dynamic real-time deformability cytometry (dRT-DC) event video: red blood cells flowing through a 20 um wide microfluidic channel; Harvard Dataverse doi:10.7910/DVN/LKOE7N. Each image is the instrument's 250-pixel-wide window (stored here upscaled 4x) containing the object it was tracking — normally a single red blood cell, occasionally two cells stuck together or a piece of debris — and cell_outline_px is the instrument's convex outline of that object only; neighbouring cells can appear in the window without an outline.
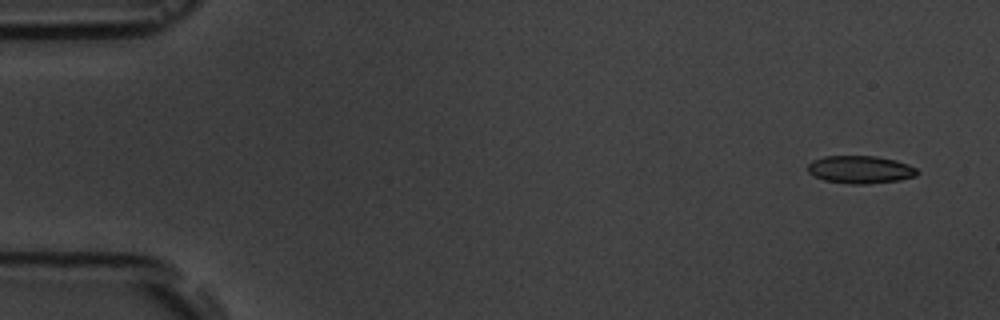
{"species": "common noctule bat (a hibernating species)", "species_latin": "Nyctalus noctula", "temperature_condition": "room temperature", "stored_images_in_passage": 16, "camera_frame_rate_fps": 3000, "um_per_image_px": 0.085, "animal": {"sex": "male", "body_mass_g": 19.5, "forearm_length_mm": 54.6}, "frame": {"image": 1, "passage_image": 1, "time_ms": 0.0, "image_size_px": [1000, 320], "cell_outline_px": [[920, 172], [916, 176], [900, 180], [868, 184], [848, 184], [824, 180], [808, 172], [808, 164], [812, 160], [824, 156], [876, 156], [896, 160], [908, 164], [916, 168]], "centroid_in_image_um": [73.15, 14.41], "position_along_channel_um": 11.9, "area_um2": 17.8}}
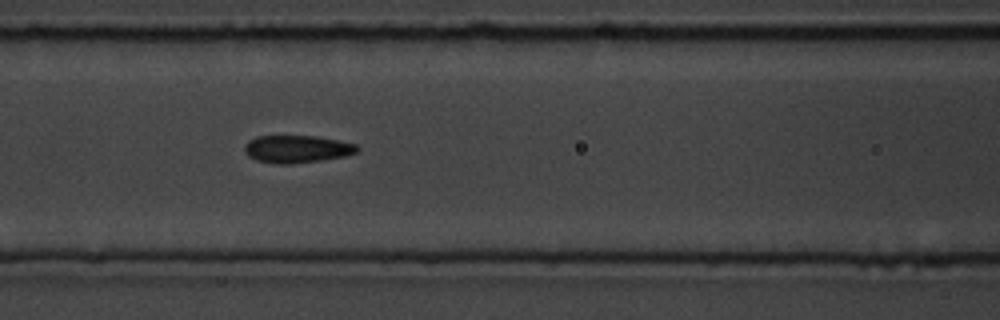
{"frame": {"image": 2, "passage_image": 7, "time_ms": 7.0, "image_size_px": [1000, 320], "cell_outline_px": [[360, 148], [356, 152], [344, 156], [320, 160], [292, 164], [276, 164], [256, 160], [248, 156], [244, 152], [244, 144], [248, 140], [256, 136], [316, 136], [356, 144]], "centroid_in_image_um": [25.18, 12.67], "position_along_channel_um": 141.4, "area_um2": 18.09}}
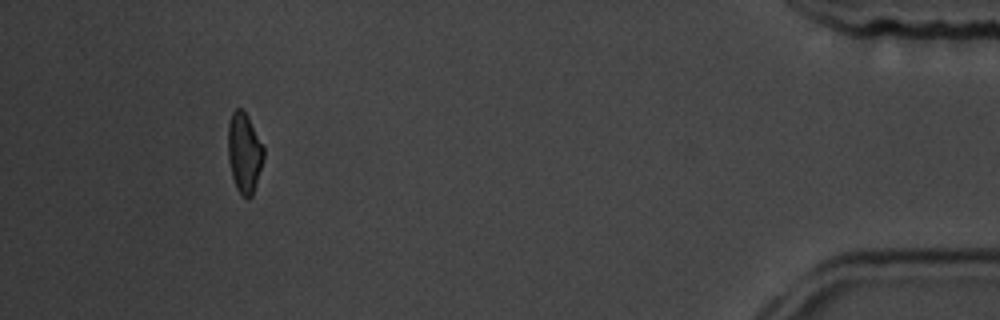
{"frame": {"image": 3, "passage_image": 15, "time_ms": 16.333, "image_size_px": [1000, 320], "cell_outline_px": [[264, 160], [252, 196], [248, 200], [236, 188], [232, 176], [228, 160], [228, 124], [232, 112], [236, 108], [240, 108], [248, 116], [264, 148]], "centroid_in_image_um": [20.76, 12.99], "position_along_channel_um": 414.4, "area_um2": 16.65}}